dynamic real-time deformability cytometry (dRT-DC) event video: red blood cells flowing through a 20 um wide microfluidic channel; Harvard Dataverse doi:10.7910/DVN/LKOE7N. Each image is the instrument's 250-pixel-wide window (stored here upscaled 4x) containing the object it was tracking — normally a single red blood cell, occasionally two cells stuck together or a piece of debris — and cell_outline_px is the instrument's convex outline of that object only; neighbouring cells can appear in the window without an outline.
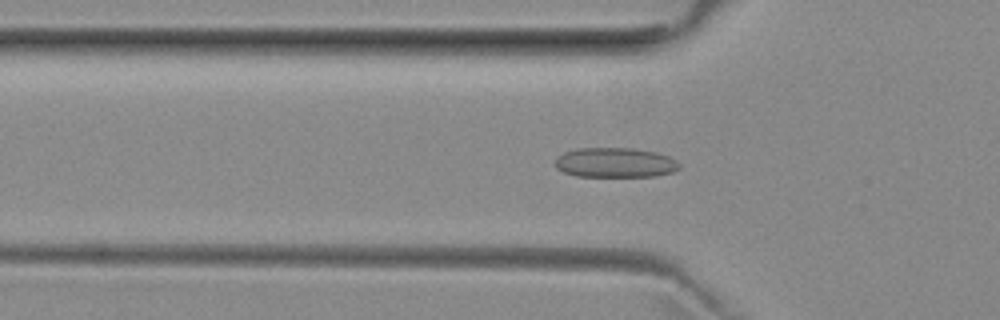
{"species": "common noctule bat (a hibernating species)", "species_latin": "Nyctalus noctula", "temperature_condition": "room temperature", "stored_images_in_passage": 37, "camera_frame_rate_fps": 3000, "um_per_image_px": 0.085, "animal": {"sex": "female", "body_mass_g": 29.2, "forearm_length_mm": 56.3}, "frame": {"image": 1, "passage_image": 2, "time_ms": 0.333, "image_size_px": [1000, 320], "cell_outline_px": [[680, 168], [672, 172], [656, 176], [576, 176], [564, 172], [556, 168], [552, 164], [556, 156], [564, 152], [576, 148], [632, 148], [656, 152], [668, 156], [680, 164]], "centroid_in_image_um": [52.23, 13.82], "position_along_channel_um": 73.6, "area_um2": 21.73}}
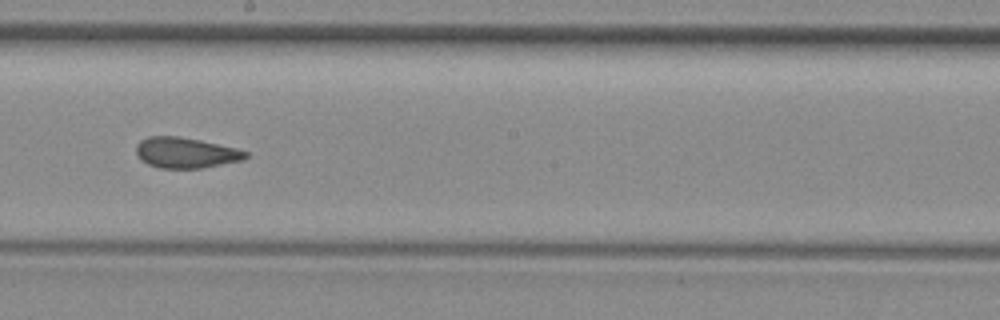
{"frame": {"image": 2, "passage_image": 14, "time_ms": 4.333, "image_size_px": [1000, 320], "cell_outline_px": [[248, 156], [240, 160], [200, 168], [160, 168], [148, 164], [140, 160], [136, 152], [136, 144], [140, 140], [148, 136], [180, 136], [200, 140], [236, 148], [248, 152]], "centroid_in_image_um": [15.73, 12.97], "position_along_channel_um": 232.5, "area_um2": 19.42}}
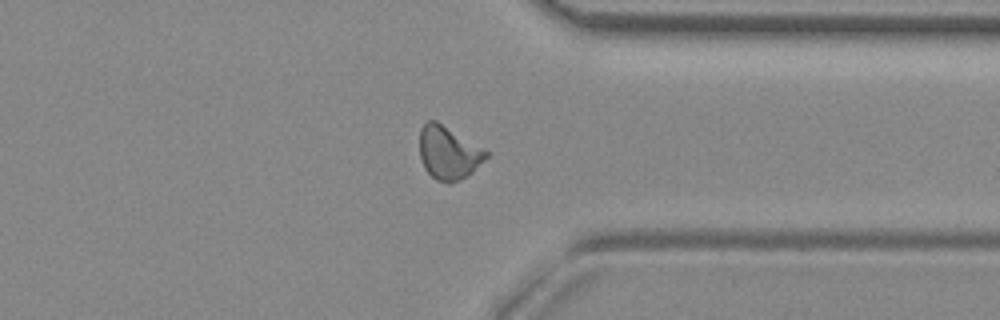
{"frame": {"image": 3, "passage_image": 25, "time_ms": 8.0, "image_size_px": [1000, 320], "cell_outline_px": [[488, 156], [472, 172], [460, 180], [448, 184], [436, 180], [424, 168], [420, 160], [420, 128], [428, 120], [436, 120], [488, 152]], "centroid_in_image_um": [38.08, 13.0], "position_along_channel_um": 373.3, "area_um2": 20.4}, "authors_computed_cell_mechanics": {"area_um2": 19.8832, "velocity_mm_per_s": 3.9576, "shape_relaxation_time_tau1_ms": null, "shape_relaxation_time_tau2_ms": 1.4377, "deformation_change_tau1": null, "deformation_change_tau2": 0.0757}}